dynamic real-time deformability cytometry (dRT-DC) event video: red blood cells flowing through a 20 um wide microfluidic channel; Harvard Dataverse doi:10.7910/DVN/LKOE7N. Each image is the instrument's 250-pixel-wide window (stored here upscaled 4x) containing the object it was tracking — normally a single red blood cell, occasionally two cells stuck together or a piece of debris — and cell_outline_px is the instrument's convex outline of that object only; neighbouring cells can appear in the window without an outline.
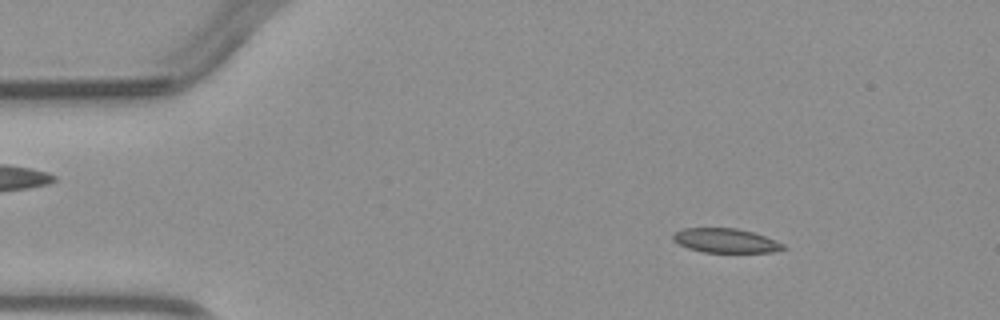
{"species": "common noctule bat (a hibernating species)", "species_latin": "Nyctalus noctula", "temperature_condition": "warm", "stored_images_in_passage": 3, "camera_frame_rate_fps": 3000, "um_per_image_px": 0.085, "animal": {"sex": "male", "body_mass_g": 23.1, "forearm_length_mm": 52.7}, "frame": {"image": 1, "passage_image": 1, "time_ms": 0.0, "image_size_px": [1000, 320], "cell_outline_px": [[788, 248], [772, 252], [704, 252], [688, 248], [672, 240], [672, 236], [676, 232], [684, 228], [736, 228], [752, 232], [776, 240], [784, 244]], "centroid_in_image_um": [61.7, 20.45], "position_along_channel_um": 23.3, "area_um2": 15.49}}
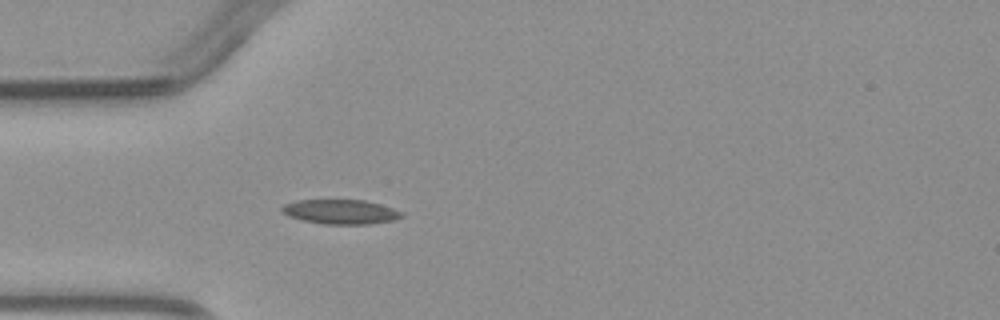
{"frame": {"image": 2, "passage_image": 3, "time_ms": 2.333, "image_size_px": [1000, 320], "cell_outline_px": [[404, 216], [392, 220], [368, 224], [324, 224], [304, 220], [288, 216], [280, 208], [284, 204], [296, 200], [364, 200], [380, 204], [404, 212]], "centroid_in_image_um": [28.96, 17.99], "position_along_channel_um": 56.0, "area_um2": 16.99}}